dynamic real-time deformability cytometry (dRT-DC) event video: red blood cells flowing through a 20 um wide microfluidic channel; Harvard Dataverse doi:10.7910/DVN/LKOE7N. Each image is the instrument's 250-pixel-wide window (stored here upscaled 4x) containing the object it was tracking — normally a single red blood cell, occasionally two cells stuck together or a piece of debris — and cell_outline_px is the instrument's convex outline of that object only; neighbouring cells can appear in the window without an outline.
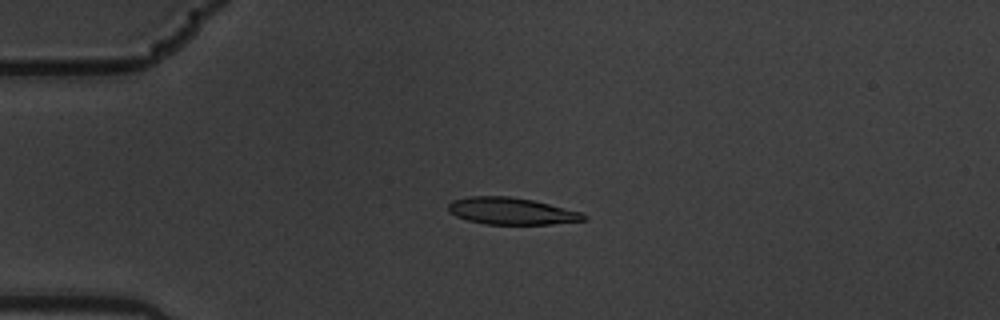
{"species": "common noctule bat (a hibernating species)", "species_latin": "Nyctalus noctula", "temperature_condition": "warm", "stored_images_in_passage": 6, "camera_frame_rate_fps": 3000, "um_per_image_px": 0.085, "animal": {"sex": "male", "body_mass_g": 19.5, "forearm_length_mm": 54.6}, "frame": {"image": 1, "passage_image": 4, "time_ms": 1.0, "image_size_px": [1000, 320], "cell_outline_px": [[588, 220], [552, 224], [484, 224], [468, 220], [456, 216], [448, 212], [448, 204], [452, 200], [468, 196], [508, 196], [532, 200], [580, 212], [588, 216]], "centroid_in_image_um": [43.45, 17.94], "position_along_channel_um": 41.6, "area_um2": 21.21}}
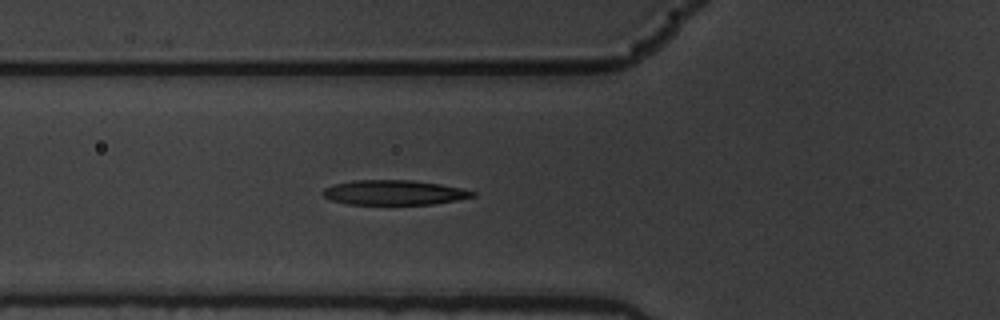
{"frame": {"image": 2, "passage_image": 6, "time_ms": 1.667, "image_size_px": [1000, 320], "cell_outline_px": [[476, 196], [456, 200], [432, 204], [348, 204], [332, 200], [324, 196], [324, 188], [332, 184], [352, 180], [412, 180], [440, 184], [460, 188], [476, 192]], "centroid_in_image_um": [33.49, 16.36], "position_along_channel_um": 92.3, "area_um2": 21.5}}